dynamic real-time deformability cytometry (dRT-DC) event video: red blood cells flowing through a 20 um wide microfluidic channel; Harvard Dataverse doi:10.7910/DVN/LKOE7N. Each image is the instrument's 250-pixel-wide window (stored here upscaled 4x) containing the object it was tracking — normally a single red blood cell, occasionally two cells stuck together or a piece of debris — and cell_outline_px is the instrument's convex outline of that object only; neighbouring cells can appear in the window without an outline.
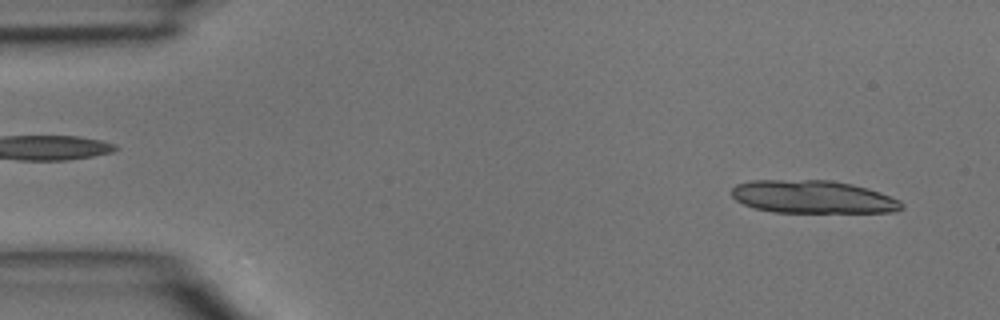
{"species": "common noctule bat (a hibernating species)", "species_latin": "Nyctalus noctula", "temperature_condition": "room temperature", "stored_images_in_passage": 17, "camera_frame_rate_fps": 3000, "um_per_image_px": 0.085, "animal": {"sex": "male", "body_mass_g": 15.6}, "frame": {"image": 1, "passage_image": 2, "time_ms": 0.333, "image_size_px": [1000, 320], "cell_outline_px": [[904, 208], [896, 212], [772, 212], [756, 208], [744, 204], [736, 200], [732, 196], [732, 188], [736, 184], [752, 180], [832, 180], [852, 184], [868, 188], [880, 192], [900, 200], [904, 204]], "centroid_in_image_um": [69.12, 16.73], "position_along_channel_um": 15.9, "area_um2": 32.71}}